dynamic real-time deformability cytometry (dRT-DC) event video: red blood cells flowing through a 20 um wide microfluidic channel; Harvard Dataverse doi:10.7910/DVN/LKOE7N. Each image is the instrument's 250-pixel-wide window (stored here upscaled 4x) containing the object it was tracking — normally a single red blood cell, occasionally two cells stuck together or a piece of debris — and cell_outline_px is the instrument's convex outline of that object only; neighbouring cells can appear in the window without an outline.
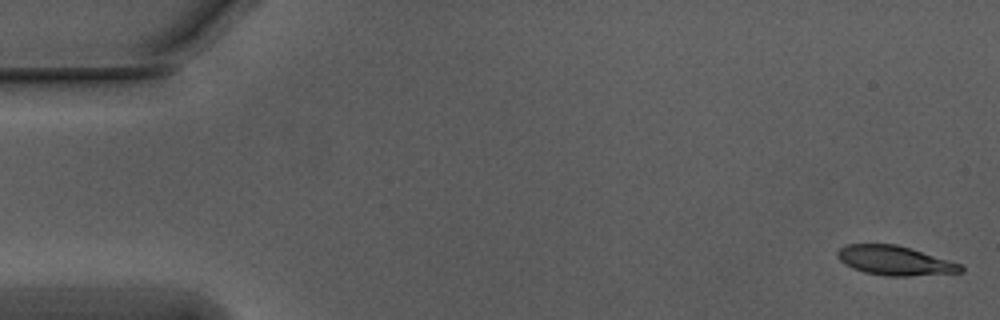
{"species": "Egyptian fruit bat (a non-hibernating species)", "species_latin": "Rousettus aegyptiacus", "temperature_condition": "warm", "stored_images_in_passage": 34, "camera_frame_rate_fps": 3000, "um_per_image_px": 0.085, "animal": {"sex": "male"}, "frame": {"image": 1, "passage_image": 1, "time_ms": 0.0, "image_size_px": [1000, 320], "cell_outline_px": [[964, 272], [908, 276], [888, 276], [864, 272], [852, 268], [844, 264], [836, 256], [836, 252], [840, 248], [848, 244], [896, 244], [912, 248], [960, 264], [964, 268]], "centroid_in_image_um": [76.04, 22.15], "position_along_channel_um": 9.0, "area_um2": 21.1}}
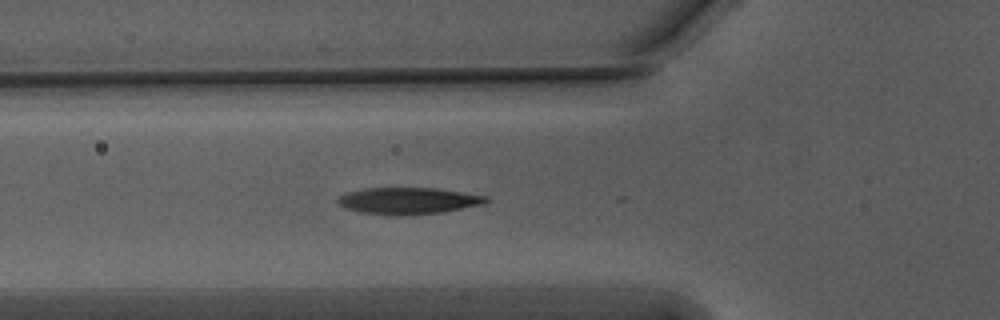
{"frame": {"image": 2, "passage_image": 19, "time_ms": 6.0, "image_size_px": [1000, 320], "cell_outline_px": [[492, 200], [484, 204], [444, 212], [404, 216], [388, 216], [360, 212], [344, 208], [336, 200], [340, 196], [348, 192], [364, 188], [436, 188], [488, 196]], "centroid_in_image_um": [34.73, 17.08], "position_along_channel_um": 91.1, "area_um2": 23.41}}
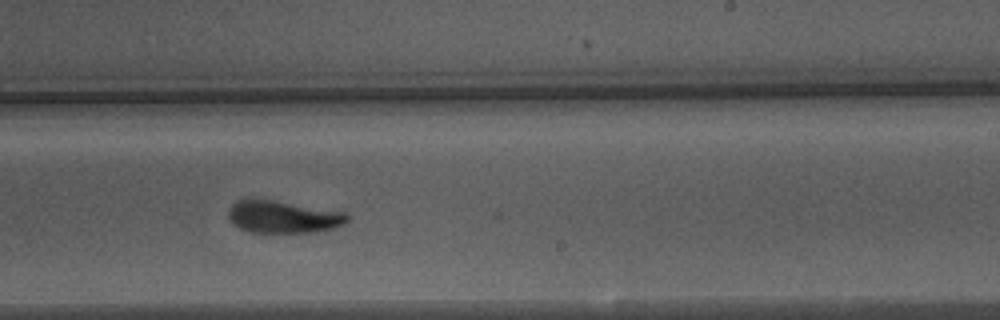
{"frame": {"image": 3, "passage_image": 33, "time_ms": 10.667, "image_size_px": [1000, 320], "cell_outline_px": [[352, 216], [344, 224], [332, 228], [312, 232], [252, 232], [240, 228], [232, 224], [228, 216], [228, 208], [236, 200], [244, 196], [252, 196], [344, 212]], "centroid_in_image_um": [23.98, 18.38], "position_along_channel_um": 265.0, "area_um2": 22.95}}